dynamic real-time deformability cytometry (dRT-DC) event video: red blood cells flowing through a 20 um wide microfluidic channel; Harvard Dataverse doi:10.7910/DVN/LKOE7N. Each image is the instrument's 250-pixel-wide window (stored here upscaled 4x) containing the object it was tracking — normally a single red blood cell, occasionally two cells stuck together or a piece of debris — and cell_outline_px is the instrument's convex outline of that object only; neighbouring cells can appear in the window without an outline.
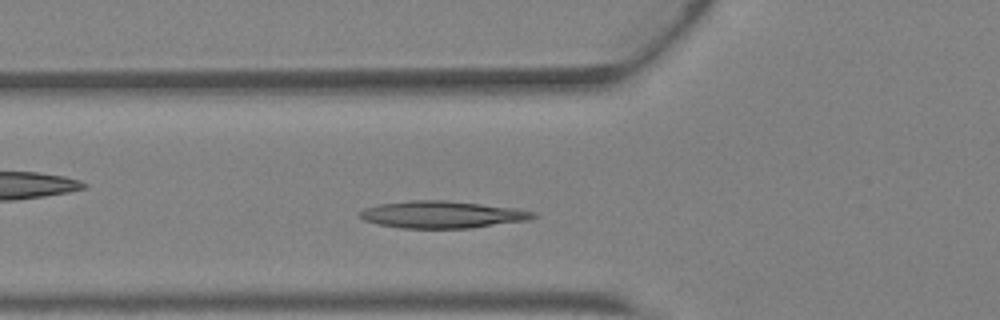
{"species": "Egyptian fruit bat (a non-hibernating species)", "species_latin": "Rousettus aegyptiacus", "temperature_condition": "warm", "stored_images_in_passage": 32, "camera_frame_rate_fps": 3000, "um_per_image_px": 0.085, "animal": {"sex": "female"}, "frame": {"image": 1, "passage_image": 9, "time_ms": 2.667, "image_size_px": [1000, 320], "cell_outline_px": [[536, 216], [528, 220], [468, 228], [400, 228], [376, 224], [364, 220], [360, 216], [360, 212], [368, 208], [380, 204], [412, 200], [448, 200], [516, 208], [536, 212]], "centroid_in_image_um": [37.6, 18.24], "position_along_channel_um": 88.2, "area_um2": 27.17}}
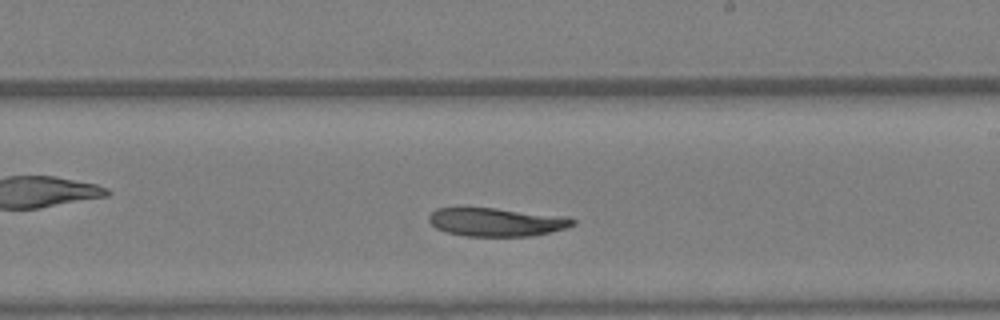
{"frame": {"image": 2, "passage_image": 19, "time_ms": 6.0, "image_size_px": [1000, 320], "cell_outline_px": [[576, 224], [564, 228], [532, 236], [464, 236], [448, 232], [436, 228], [428, 220], [428, 216], [436, 208], [496, 208], [564, 216], [576, 220]], "centroid_in_image_um": [42.18, 18.87], "position_along_channel_um": 246.8, "area_um2": 23.64}}
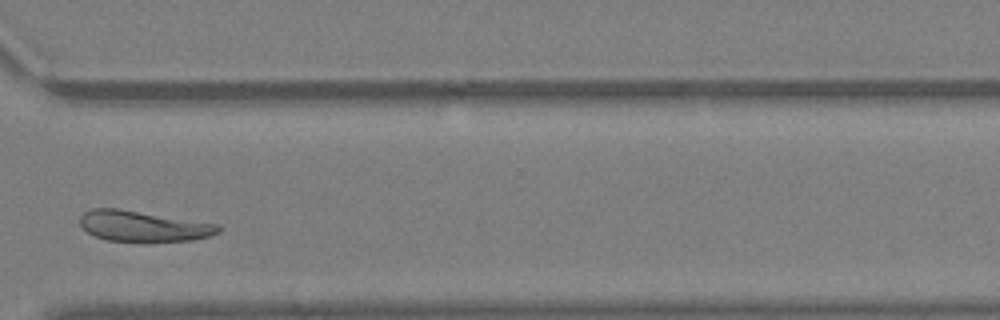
{"frame": {"image": 3, "passage_image": 26, "time_ms": 8.333, "image_size_px": [1000, 320], "cell_outline_px": [[220, 232], [208, 236], [192, 240], [108, 240], [92, 236], [80, 224], [80, 216], [84, 212], [92, 208], [116, 208], [220, 224]], "centroid_in_image_um": [12.15, 19.2], "position_along_channel_um": 358.4, "area_um2": 24.22}}